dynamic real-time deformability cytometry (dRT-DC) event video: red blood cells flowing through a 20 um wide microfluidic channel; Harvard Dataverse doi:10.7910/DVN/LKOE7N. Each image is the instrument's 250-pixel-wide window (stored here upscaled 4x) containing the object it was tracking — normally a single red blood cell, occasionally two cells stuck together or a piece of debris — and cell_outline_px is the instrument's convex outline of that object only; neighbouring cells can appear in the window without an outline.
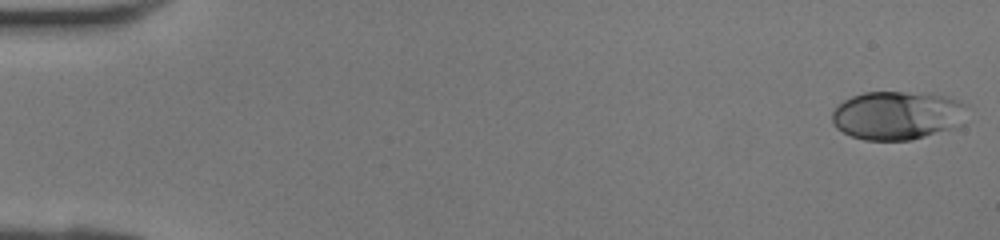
{"species": "human", "species_latin": "Homo sapiens", "temperature_condition": "room temperature", "stored_images_in_passage": 42, "camera_frame_rate_fps": 3000, "um_per_image_px": 0.085, "donor": {"sex": "female"}, "frame": {"image": 1, "passage_image": 1, "time_ms": 0.0, "image_size_px": [1000, 240], "cell_outline_px": [[968, 104], [964, 124], [956, 128], [912, 140], [864, 140], [852, 136], [836, 128], [832, 124], [832, 112], [844, 100], [852, 96], [864, 92], [904, 92], [948, 96], [960, 100]], "centroid_in_image_um": [76.34, 9.81], "position_along_channel_um": 8.7, "area_um2": 38.73}}
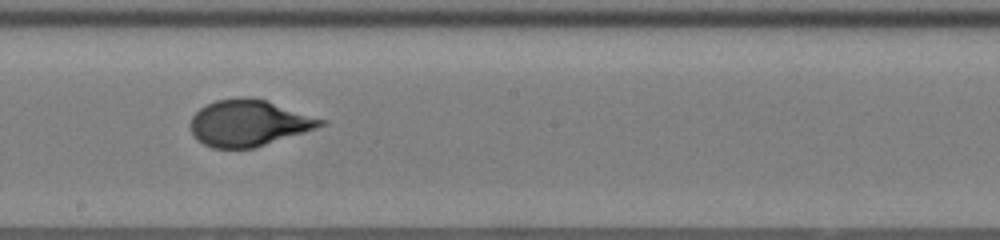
{"frame": {"image": 2, "passage_image": 24, "time_ms": 7.667, "image_size_px": [1000, 240], "cell_outline_px": [[328, 124], [316, 128], [252, 148], [212, 148], [196, 140], [192, 132], [192, 116], [200, 108], [216, 100], [240, 96], [244, 96], [264, 100], [328, 120]], "centroid_in_image_um": [21.15, 10.45], "position_along_channel_um": 227.1, "area_um2": 34.8}}
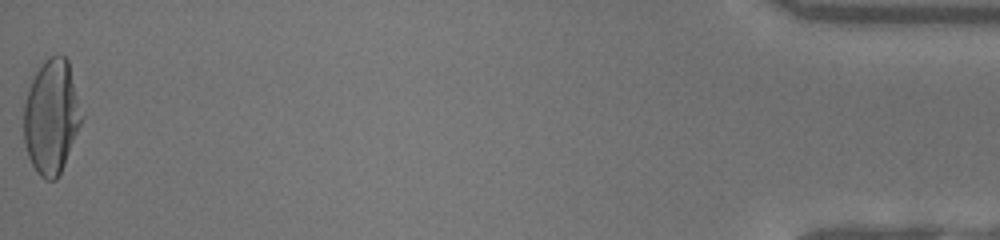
{"frame": {"image": 3, "passage_image": 42, "time_ms": 13.667, "image_size_px": [1000, 240], "cell_outline_px": [[84, 116], [64, 164], [56, 180], [48, 180], [40, 176], [36, 172], [28, 156], [24, 144], [24, 104], [32, 80], [36, 72], [44, 60], [48, 56], [64, 56], [68, 60]], "centroid_in_image_um": [4.38, 9.93], "position_along_channel_um": 430.8, "area_um2": 38.38}}